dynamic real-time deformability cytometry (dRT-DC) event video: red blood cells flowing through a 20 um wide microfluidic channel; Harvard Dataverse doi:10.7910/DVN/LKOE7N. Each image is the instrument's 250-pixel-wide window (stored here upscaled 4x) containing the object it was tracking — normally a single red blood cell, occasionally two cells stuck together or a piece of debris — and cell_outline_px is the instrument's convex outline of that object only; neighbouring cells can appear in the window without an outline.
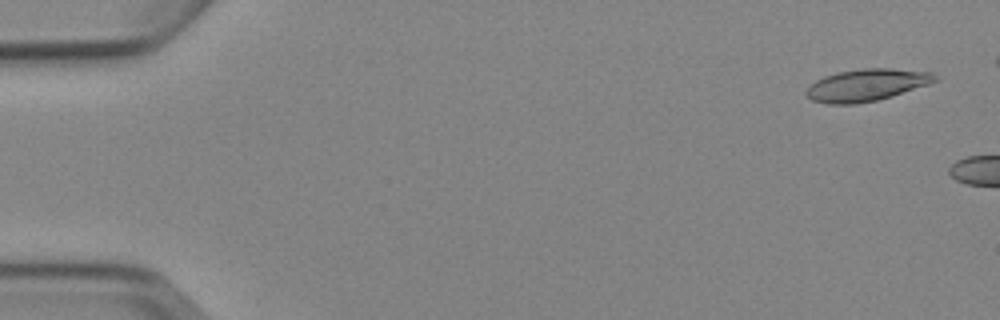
{"species": "Egyptian fruit bat (a non-hibernating species)", "species_latin": "Rousettus aegyptiacus", "temperature_condition": "cold", "stored_images_in_passage": 2, "camera_frame_rate_fps": 3000, "um_per_image_px": 0.085, "animal": {"sex": "female"}, "frame": {"image": 1, "passage_image": 1, "time_ms": 0.0, "image_size_px": [1000, 320], "cell_outline_px": [[940, 80], [892, 96], [876, 100], [856, 104], [828, 104], [812, 100], [804, 96], [804, 92], [808, 84], [824, 76], [836, 72], [860, 68], [892, 68], [932, 72], [940, 76]], "centroid_in_image_um": [73.64, 7.22], "position_along_channel_um": 11.4, "area_um2": 24.51}}